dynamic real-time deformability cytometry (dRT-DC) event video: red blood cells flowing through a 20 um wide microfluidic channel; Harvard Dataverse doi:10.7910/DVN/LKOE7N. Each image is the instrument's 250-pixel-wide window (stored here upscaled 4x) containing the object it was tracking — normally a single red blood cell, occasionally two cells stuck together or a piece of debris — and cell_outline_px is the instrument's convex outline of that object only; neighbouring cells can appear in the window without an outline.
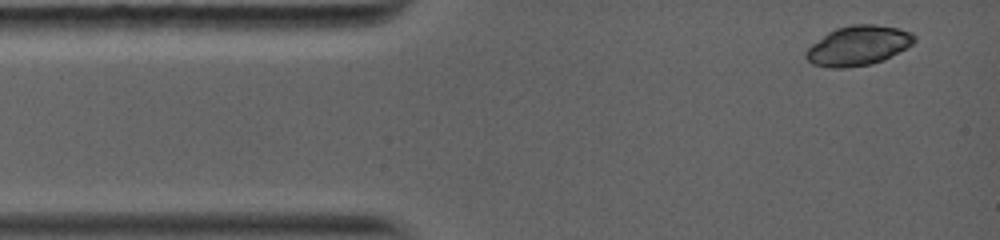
{"species": "common noctule bat (a hibernating species)", "species_latin": "Nyctalus noctula", "temperature_condition": "warm", "stored_images_in_passage": 14, "camera_frame_rate_fps": 5000, "um_per_image_px": 0.085, "animal": {"sex": "female", "body_mass_g": 19.0, "forearm_length_mm": 56.7}, "frame": {"image": 1, "passage_image": 1, "time_ms": 0.0, "image_size_px": [1000, 240], "cell_outline_px": [[916, 40], [912, 44], [884, 60], [872, 64], [844, 68], [828, 68], [812, 64], [804, 56], [804, 52], [812, 44], [828, 32], [836, 28], [852, 24], [872, 24], [896, 28], [912, 32], [916, 36]], "centroid_in_image_um": [72.93, 3.89], "position_along_channel_um": 12.1, "area_um2": 25.09}}
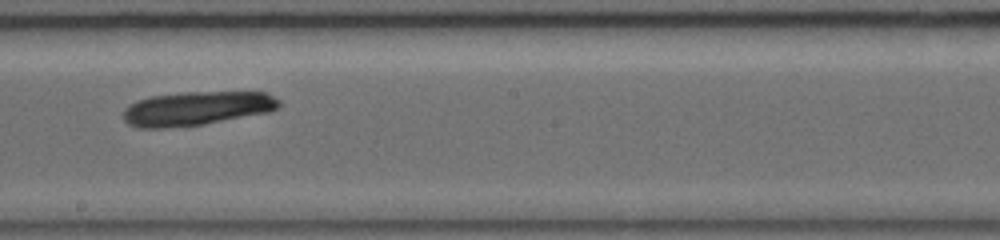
{"frame": {"image": 2, "passage_image": 8, "time_ms": 6.8, "image_size_px": [1000, 240], "cell_outline_px": [[280, 104], [276, 108], [268, 112], [204, 124], [164, 128], [136, 128], [128, 124], [124, 120], [124, 108], [128, 104], [136, 100], [152, 96], [184, 92], [264, 92], [280, 100]], "centroid_in_image_um": [16.66, 9.22], "position_along_channel_um": 231.5, "area_um2": 30.81}}
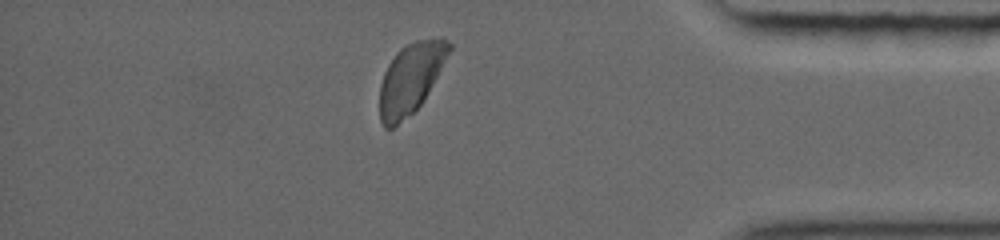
{"frame": {"image": 3, "passage_image": 13, "time_ms": 11.6, "image_size_px": [1000, 240], "cell_outline_px": [[452, 48], [420, 104], [412, 112], [392, 128], [384, 128], [380, 120], [380, 84], [384, 72], [388, 64], [396, 52], [400, 48], [416, 40], [440, 36], [444, 36], [452, 44]], "centroid_in_image_um": [34.9, 6.6], "position_along_channel_um": 400.3, "area_um2": 28.09}}